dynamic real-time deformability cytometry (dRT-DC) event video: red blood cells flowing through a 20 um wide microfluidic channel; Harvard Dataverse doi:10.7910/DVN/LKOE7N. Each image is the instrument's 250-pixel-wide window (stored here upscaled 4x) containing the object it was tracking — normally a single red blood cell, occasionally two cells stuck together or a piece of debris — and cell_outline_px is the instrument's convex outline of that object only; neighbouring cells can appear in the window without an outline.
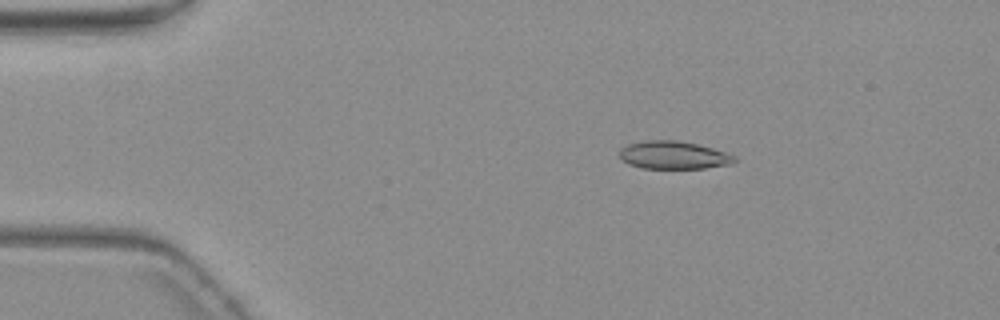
{"species": "common noctule bat (a hibernating species)", "species_latin": "Nyctalus noctula", "temperature_condition": "warm", "stored_images_in_passage": 3, "camera_frame_rate_fps": 3000, "um_per_image_px": 0.085, "animal": {"sex": "female", "body_mass_g": 19.3, "forearm_length_mm": 54.1}, "frame": {"image": 1, "passage_image": 1, "time_ms": 0.0, "image_size_px": [1000, 320], "cell_outline_px": [[736, 160], [732, 164], [704, 168], [640, 168], [628, 164], [620, 156], [620, 148], [628, 144], [644, 140], [676, 140], [696, 144], [712, 148], [736, 156]], "centroid_in_image_um": [57.24, 13.18], "position_along_channel_um": 27.8, "area_um2": 18.61}}